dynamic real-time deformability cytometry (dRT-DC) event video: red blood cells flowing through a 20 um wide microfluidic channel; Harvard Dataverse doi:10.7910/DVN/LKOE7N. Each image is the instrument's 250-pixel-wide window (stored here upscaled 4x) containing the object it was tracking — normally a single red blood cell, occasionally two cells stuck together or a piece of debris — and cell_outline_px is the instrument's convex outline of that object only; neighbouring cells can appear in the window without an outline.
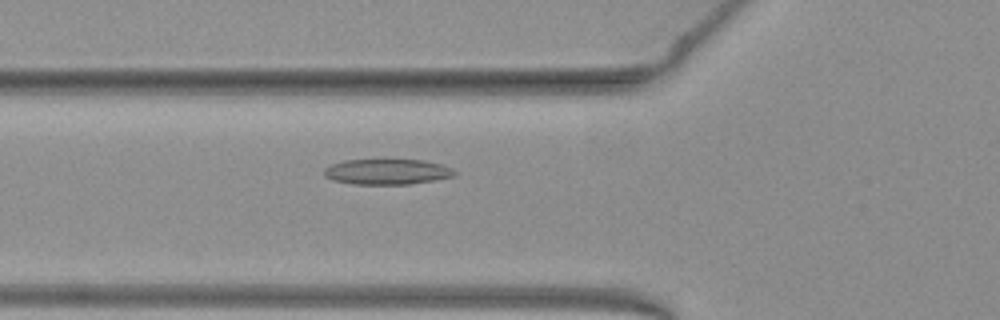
{"species": "common noctule bat (a hibernating species)", "species_latin": "Nyctalus noctula", "temperature_condition": "warm", "stored_images_in_passage": 47, "camera_frame_rate_fps": 3000, "um_per_image_px": 0.085, "animal": {"sex": "female", "body_mass_g": 19.3, "forearm_length_mm": 54.1}, "frame": {"image": 1, "passage_image": 14, "time_ms": 4.333, "image_size_px": [1000, 320], "cell_outline_px": [[456, 176], [408, 184], [356, 184], [332, 180], [324, 176], [324, 168], [332, 164], [344, 160], [424, 160], [444, 164], [452, 168], [456, 172]], "centroid_in_image_um": [32.92, 14.59], "position_along_channel_um": 92.9, "area_um2": 19.36}}
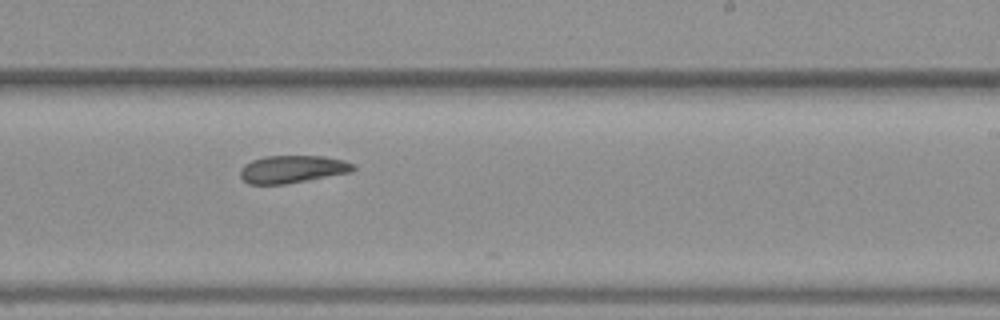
{"frame": {"image": 2, "passage_image": 27, "time_ms": 8.667, "image_size_px": [1000, 320], "cell_outline_px": [[356, 168], [352, 172], [308, 180], [284, 184], [248, 184], [240, 176], [240, 168], [244, 164], [252, 160], [264, 156], [324, 156], [344, 160], [356, 164]], "centroid_in_image_um": [24.87, 14.37], "position_along_channel_um": 264.1, "area_um2": 18.32}}
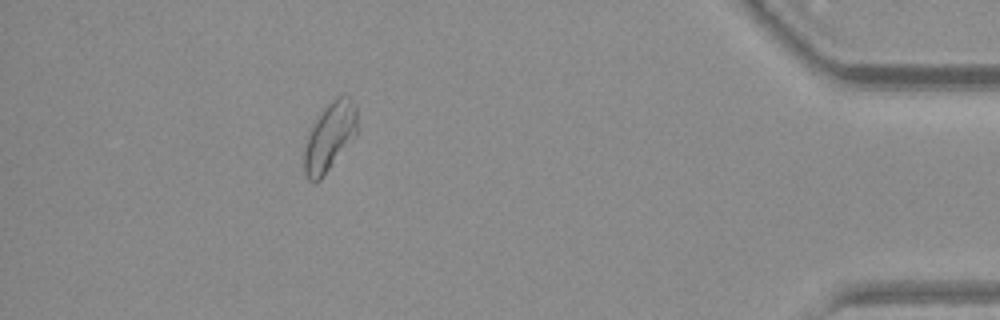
{"frame": {"image": 3, "passage_image": 42, "time_ms": 13.667, "image_size_px": [1000, 320], "cell_outline_px": [[356, 132], [320, 180], [308, 180], [304, 172], [304, 148], [308, 132], [316, 116], [336, 96], [348, 96], [356, 104]], "centroid_in_image_um": [27.97, 11.58], "position_along_channel_um": 407.2, "area_um2": 20.63}, "authors_computed_cell_mechanics": {"area_um2": 19.8254, "velocity_mm_per_s": 3.9503, "shape_relaxation_time_tau1_ms": 4.9678, "shape_relaxation_time_tau2_ms": 8.5548, "deformation_change_tau1": 0.1074, "deformation_change_tau2": 0.1628}}